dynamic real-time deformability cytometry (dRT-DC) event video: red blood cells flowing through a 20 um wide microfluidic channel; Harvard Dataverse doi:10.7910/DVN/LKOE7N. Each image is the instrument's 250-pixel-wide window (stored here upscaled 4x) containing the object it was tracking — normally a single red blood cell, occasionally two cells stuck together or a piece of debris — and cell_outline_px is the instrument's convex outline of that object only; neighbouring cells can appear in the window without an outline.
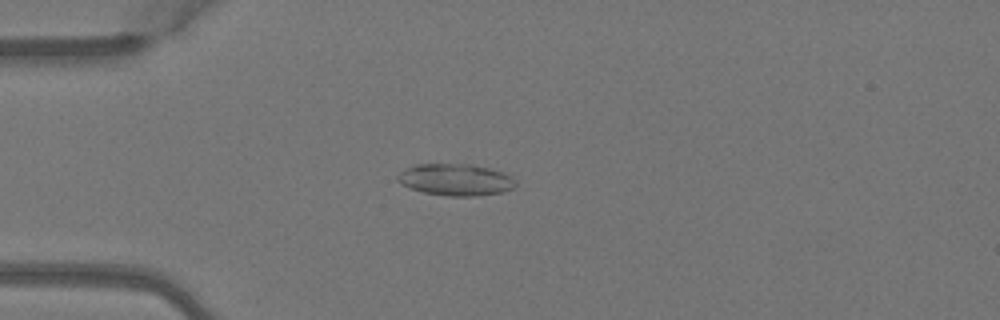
{"species": "Egyptian fruit bat (a non-hibernating species)", "species_latin": "Rousettus aegyptiacus", "temperature_condition": "warm", "stored_images_in_passage": 3, "camera_frame_rate_fps": 3000, "um_per_image_px": 0.085, "animal": {"sex": "female"}, "frame": {"image": 1, "passage_image": 3, "time_ms": 0.667, "image_size_px": [1000, 320], "cell_outline_px": [[516, 184], [512, 188], [504, 192], [476, 196], [448, 196], [424, 192], [400, 184], [396, 180], [396, 176], [400, 172], [416, 164], [472, 164], [504, 172], [516, 180]], "centroid_in_image_um": [38.74, 15.27], "position_along_channel_um": 46.3, "area_um2": 21.85}}